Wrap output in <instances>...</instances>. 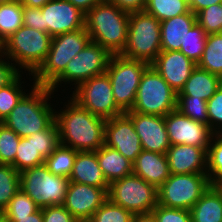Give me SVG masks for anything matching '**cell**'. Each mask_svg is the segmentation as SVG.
I'll list each match as a JSON object with an SVG mask.
<instances>
[{
  "label": "cell",
  "mask_w": 222,
  "mask_h": 222,
  "mask_svg": "<svg viewBox=\"0 0 222 222\" xmlns=\"http://www.w3.org/2000/svg\"><path fill=\"white\" fill-rule=\"evenodd\" d=\"M11 1H14V0H0V4L8 3V2H11Z\"/></svg>",
  "instance_id": "cell-54"
},
{
  "label": "cell",
  "mask_w": 222,
  "mask_h": 222,
  "mask_svg": "<svg viewBox=\"0 0 222 222\" xmlns=\"http://www.w3.org/2000/svg\"><path fill=\"white\" fill-rule=\"evenodd\" d=\"M104 144L116 149L132 163L142 151L140 138L126 113L106 120Z\"/></svg>",
  "instance_id": "cell-17"
},
{
  "label": "cell",
  "mask_w": 222,
  "mask_h": 222,
  "mask_svg": "<svg viewBox=\"0 0 222 222\" xmlns=\"http://www.w3.org/2000/svg\"><path fill=\"white\" fill-rule=\"evenodd\" d=\"M134 129L140 138L142 150L166 154L171 143L166 131L165 116L128 111Z\"/></svg>",
  "instance_id": "cell-18"
},
{
  "label": "cell",
  "mask_w": 222,
  "mask_h": 222,
  "mask_svg": "<svg viewBox=\"0 0 222 222\" xmlns=\"http://www.w3.org/2000/svg\"><path fill=\"white\" fill-rule=\"evenodd\" d=\"M175 109H177V93L155 68L149 65L141 76L131 111L166 116Z\"/></svg>",
  "instance_id": "cell-7"
},
{
  "label": "cell",
  "mask_w": 222,
  "mask_h": 222,
  "mask_svg": "<svg viewBox=\"0 0 222 222\" xmlns=\"http://www.w3.org/2000/svg\"><path fill=\"white\" fill-rule=\"evenodd\" d=\"M132 222H157L152 212L134 214Z\"/></svg>",
  "instance_id": "cell-51"
},
{
  "label": "cell",
  "mask_w": 222,
  "mask_h": 222,
  "mask_svg": "<svg viewBox=\"0 0 222 222\" xmlns=\"http://www.w3.org/2000/svg\"><path fill=\"white\" fill-rule=\"evenodd\" d=\"M31 86V91L21 98L10 114L2 121L20 138L43 131L55 121V104L50 102L56 93L46 86L34 84Z\"/></svg>",
  "instance_id": "cell-2"
},
{
  "label": "cell",
  "mask_w": 222,
  "mask_h": 222,
  "mask_svg": "<svg viewBox=\"0 0 222 222\" xmlns=\"http://www.w3.org/2000/svg\"><path fill=\"white\" fill-rule=\"evenodd\" d=\"M197 67L222 78V33L207 35L205 48Z\"/></svg>",
  "instance_id": "cell-27"
},
{
  "label": "cell",
  "mask_w": 222,
  "mask_h": 222,
  "mask_svg": "<svg viewBox=\"0 0 222 222\" xmlns=\"http://www.w3.org/2000/svg\"><path fill=\"white\" fill-rule=\"evenodd\" d=\"M90 41L85 28L52 37L44 62L28 79L32 77L30 81L34 85L49 87L65 71L68 62Z\"/></svg>",
  "instance_id": "cell-5"
},
{
  "label": "cell",
  "mask_w": 222,
  "mask_h": 222,
  "mask_svg": "<svg viewBox=\"0 0 222 222\" xmlns=\"http://www.w3.org/2000/svg\"><path fill=\"white\" fill-rule=\"evenodd\" d=\"M23 74L24 72H21L10 84L0 88V122L10 114L27 92L25 85H22V83H26V81H22Z\"/></svg>",
  "instance_id": "cell-32"
},
{
  "label": "cell",
  "mask_w": 222,
  "mask_h": 222,
  "mask_svg": "<svg viewBox=\"0 0 222 222\" xmlns=\"http://www.w3.org/2000/svg\"><path fill=\"white\" fill-rule=\"evenodd\" d=\"M134 214L107 199L87 222H132Z\"/></svg>",
  "instance_id": "cell-36"
},
{
  "label": "cell",
  "mask_w": 222,
  "mask_h": 222,
  "mask_svg": "<svg viewBox=\"0 0 222 222\" xmlns=\"http://www.w3.org/2000/svg\"><path fill=\"white\" fill-rule=\"evenodd\" d=\"M129 16V12L105 0L85 14V29L92 42L111 55H120L127 43Z\"/></svg>",
  "instance_id": "cell-3"
},
{
  "label": "cell",
  "mask_w": 222,
  "mask_h": 222,
  "mask_svg": "<svg viewBox=\"0 0 222 222\" xmlns=\"http://www.w3.org/2000/svg\"><path fill=\"white\" fill-rule=\"evenodd\" d=\"M161 51L160 21L145 11L131 12L127 43L120 55L151 65Z\"/></svg>",
  "instance_id": "cell-6"
},
{
  "label": "cell",
  "mask_w": 222,
  "mask_h": 222,
  "mask_svg": "<svg viewBox=\"0 0 222 222\" xmlns=\"http://www.w3.org/2000/svg\"><path fill=\"white\" fill-rule=\"evenodd\" d=\"M23 25V5L19 0L0 4V45Z\"/></svg>",
  "instance_id": "cell-28"
},
{
  "label": "cell",
  "mask_w": 222,
  "mask_h": 222,
  "mask_svg": "<svg viewBox=\"0 0 222 222\" xmlns=\"http://www.w3.org/2000/svg\"><path fill=\"white\" fill-rule=\"evenodd\" d=\"M126 12L144 11L146 0H108Z\"/></svg>",
  "instance_id": "cell-47"
},
{
  "label": "cell",
  "mask_w": 222,
  "mask_h": 222,
  "mask_svg": "<svg viewBox=\"0 0 222 222\" xmlns=\"http://www.w3.org/2000/svg\"><path fill=\"white\" fill-rule=\"evenodd\" d=\"M133 165V174L159 188L170 176L166 154L142 150Z\"/></svg>",
  "instance_id": "cell-21"
},
{
  "label": "cell",
  "mask_w": 222,
  "mask_h": 222,
  "mask_svg": "<svg viewBox=\"0 0 222 222\" xmlns=\"http://www.w3.org/2000/svg\"><path fill=\"white\" fill-rule=\"evenodd\" d=\"M166 156L170 174L207 173V151L202 147L170 145Z\"/></svg>",
  "instance_id": "cell-20"
},
{
  "label": "cell",
  "mask_w": 222,
  "mask_h": 222,
  "mask_svg": "<svg viewBox=\"0 0 222 222\" xmlns=\"http://www.w3.org/2000/svg\"><path fill=\"white\" fill-rule=\"evenodd\" d=\"M177 109L192 120L209 125L207 101L191 96H177Z\"/></svg>",
  "instance_id": "cell-37"
},
{
  "label": "cell",
  "mask_w": 222,
  "mask_h": 222,
  "mask_svg": "<svg viewBox=\"0 0 222 222\" xmlns=\"http://www.w3.org/2000/svg\"><path fill=\"white\" fill-rule=\"evenodd\" d=\"M0 222H9L4 211H0Z\"/></svg>",
  "instance_id": "cell-53"
},
{
  "label": "cell",
  "mask_w": 222,
  "mask_h": 222,
  "mask_svg": "<svg viewBox=\"0 0 222 222\" xmlns=\"http://www.w3.org/2000/svg\"><path fill=\"white\" fill-rule=\"evenodd\" d=\"M148 66L144 61L111 55L106 73L111 81L117 107L123 113L132 110L141 76Z\"/></svg>",
  "instance_id": "cell-8"
},
{
  "label": "cell",
  "mask_w": 222,
  "mask_h": 222,
  "mask_svg": "<svg viewBox=\"0 0 222 222\" xmlns=\"http://www.w3.org/2000/svg\"><path fill=\"white\" fill-rule=\"evenodd\" d=\"M190 214L192 222H222V186L211 184Z\"/></svg>",
  "instance_id": "cell-24"
},
{
  "label": "cell",
  "mask_w": 222,
  "mask_h": 222,
  "mask_svg": "<svg viewBox=\"0 0 222 222\" xmlns=\"http://www.w3.org/2000/svg\"><path fill=\"white\" fill-rule=\"evenodd\" d=\"M9 222H43L42 209L39 208L35 213L25 217H6Z\"/></svg>",
  "instance_id": "cell-49"
},
{
  "label": "cell",
  "mask_w": 222,
  "mask_h": 222,
  "mask_svg": "<svg viewBox=\"0 0 222 222\" xmlns=\"http://www.w3.org/2000/svg\"><path fill=\"white\" fill-rule=\"evenodd\" d=\"M220 136H222V128L217 132Z\"/></svg>",
  "instance_id": "cell-55"
},
{
  "label": "cell",
  "mask_w": 222,
  "mask_h": 222,
  "mask_svg": "<svg viewBox=\"0 0 222 222\" xmlns=\"http://www.w3.org/2000/svg\"><path fill=\"white\" fill-rule=\"evenodd\" d=\"M19 190L20 173L12 165L0 164V211L7 208Z\"/></svg>",
  "instance_id": "cell-33"
},
{
  "label": "cell",
  "mask_w": 222,
  "mask_h": 222,
  "mask_svg": "<svg viewBox=\"0 0 222 222\" xmlns=\"http://www.w3.org/2000/svg\"><path fill=\"white\" fill-rule=\"evenodd\" d=\"M69 183L68 178L52 174L44 164L20 172V189L41 209L63 205Z\"/></svg>",
  "instance_id": "cell-9"
},
{
  "label": "cell",
  "mask_w": 222,
  "mask_h": 222,
  "mask_svg": "<svg viewBox=\"0 0 222 222\" xmlns=\"http://www.w3.org/2000/svg\"><path fill=\"white\" fill-rule=\"evenodd\" d=\"M70 97L82 108L106 120L123 114L117 107L106 72L81 83L72 91Z\"/></svg>",
  "instance_id": "cell-13"
},
{
  "label": "cell",
  "mask_w": 222,
  "mask_h": 222,
  "mask_svg": "<svg viewBox=\"0 0 222 222\" xmlns=\"http://www.w3.org/2000/svg\"><path fill=\"white\" fill-rule=\"evenodd\" d=\"M95 152L102 173L109 184L117 179L133 174L132 162L116 149L104 144Z\"/></svg>",
  "instance_id": "cell-26"
},
{
  "label": "cell",
  "mask_w": 222,
  "mask_h": 222,
  "mask_svg": "<svg viewBox=\"0 0 222 222\" xmlns=\"http://www.w3.org/2000/svg\"><path fill=\"white\" fill-rule=\"evenodd\" d=\"M206 39L207 34L204 29L195 23L184 38L180 51L195 64H198L205 48Z\"/></svg>",
  "instance_id": "cell-34"
},
{
  "label": "cell",
  "mask_w": 222,
  "mask_h": 222,
  "mask_svg": "<svg viewBox=\"0 0 222 222\" xmlns=\"http://www.w3.org/2000/svg\"><path fill=\"white\" fill-rule=\"evenodd\" d=\"M207 175L212 184H222V136L214 133L207 150Z\"/></svg>",
  "instance_id": "cell-35"
},
{
  "label": "cell",
  "mask_w": 222,
  "mask_h": 222,
  "mask_svg": "<svg viewBox=\"0 0 222 222\" xmlns=\"http://www.w3.org/2000/svg\"><path fill=\"white\" fill-rule=\"evenodd\" d=\"M68 103L55 110L60 144L78 152L97 151L105 143L106 119L82 108L70 96Z\"/></svg>",
  "instance_id": "cell-1"
},
{
  "label": "cell",
  "mask_w": 222,
  "mask_h": 222,
  "mask_svg": "<svg viewBox=\"0 0 222 222\" xmlns=\"http://www.w3.org/2000/svg\"><path fill=\"white\" fill-rule=\"evenodd\" d=\"M43 222H79L63 205L42 208Z\"/></svg>",
  "instance_id": "cell-44"
},
{
  "label": "cell",
  "mask_w": 222,
  "mask_h": 222,
  "mask_svg": "<svg viewBox=\"0 0 222 222\" xmlns=\"http://www.w3.org/2000/svg\"><path fill=\"white\" fill-rule=\"evenodd\" d=\"M108 199L133 214L149 213L158 205V188L131 174L109 184Z\"/></svg>",
  "instance_id": "cell-12"
},
{
  "label": "cell",
  "mask_w": 222,
  "mask_h": 222,
  "mask_svg": "<svg viewBox=\"0 0 222 222\" xmlns=\"http://www.w3.org/2000/svg\"><path fill=\"white\" fill-rule=\"evenodd\" d=\"M110 58L111 54L106 49L100 44L90 41L68 62L65 71L49 88L53 92H58L60 87H65L62 85L63 83L64 85L70 84V87L74 85V88L71 87V90L76 89L81 83L93 76L105 73Z\"/></svg>",
  "instance_id": "cell-10"
},
{
  "label": "cell",
  "mask_w": 222,
  "mask_h": 222,
  "mask_svg": "<svg viewBox=\"0 0 222 222\" xmlns=\"http://www.w3.org/2000/svg\"><path fill=\"white\" fill-rule=\"evenodd\" d=\"M211 184L207 173L170 174L158 188V204L190 210Z\"/></svg>",
  "instance_id": "cell-11"
},
{
  "label": "cell",
  "mask_w": 222,
  "mask_h": 222,
  "mask_svg": "<svg viewBox=\"0 0 222 222\" xmlns=\"http://www.w3.org/2000/svg\"><path fill=\"white\" fill-rule=\"evenodd\" d=\"M69 180L109 190V183L102 173L95 151L77 152Z\"/></svg>",
  "instance_id": "cell-22"
},
{
  "label": "cell",
  "mask_w": 222,
  "mask_h": 222,
  "mask_svg": "<svg viewBox=\"0 0 222 222\" xmlns=\"http://www.w3.org/2000/svg\"><path fill=\"white\" fill-rule=\"evenodd\" d=\"M185 0H146L144 11L153 15L160 22L182 15L189 11Z\"/></svg>",
  "instance_id": "cell-31"
},
{
  "label": "cell",
  "mask_w": 222,
  "mask_h": 222,
  "mask_svg": "<svg viewBox=\"0 0 222 222\" xmlns=\"http://www.w3.org/2000/svg\"><path fill=\"white\" fill-rule=\"evenodd\" d=\"M196 23L207 35L222 33V3L211 5L196 13Z\"/></svg>",
  "instance_id": "cell-39"
},
{
  "label": "cell",
  "mask_w": 222,
  "mask_h": 222,
  "mask_svg": "<svg viewBox=\"0 0 222 222\" xmlns=\"http://www.w3.org/2000/svg\"><path fill=\"white\" fill-rule=\"evenodd\" d=\"M20 73L21 71L0 51V88L10 84Z\"/></svg>",
  "instance_id": "cell-45"
},
{
  "label": "cell",
  "mask_w": 222,
  "mask_h": 222,
  "mask_svg": "<svg viewBox=\"0 0 222 222\" xmlns=\"http://www.w3.org/2000/svg\"><path fill=\"white\" fill-rule=\"evenodd\" d=\"M23 6L41 8L50 0H19Z\"/></svg>",
  "instance_id": "cell-52"
},
{
  "label": "cell",
  "mask_w": 222,
  "mask_h": 222,
  "mask_svg": "<svg viewBox=\"0 0 222 222\" xmlns=\"http://www.w3.org/2000/svg\"><path fill=\"white\" fill-rule=\"evenodd\" d=\"M20 137L0 122V164L12 165L15 161Z\"/></svg>",
  "instance_id": "cell-38"
},
{
  "label": "cell",
  "mask_w": 222,
  "mask_h": 222,
  "mask_svg": "<svg viewBox=\"0 0 222 222\" xmlns=\"http://www.w3.org/2000/svg\"><path fill=\"white\" fill-rule=\"evenodd\" d=\"M41 11L43 32L51 37L85 28V13L68 0H50Z\"/></svg>",
  "instance_id": "cell-15"
},
{
  "label": "cell",
  "mask_w": 222,
  "mask_h": 222,
  "mask_svg": "<svg viewBox=\"0 0 222 222\" xmlns=\"http://www.w3.org/2000/svg\"><path fill=\"white\" fill-rule=\"evenodd\" d=\"M165 123L171 145L188 144L208 150L214 134L209 125L192 120L178 109L165 116Z\"/></svg>",
  "instance_id": "cell-14"
},
{
  "label": "cell",
  "mask_w": 222,
  "mask_h": 222,
  "mask_svg": "<svg viewBox=\"0 0 222 222\" xmlns=\"http://www.w3.org/2000/svg\"><path fill=\"white\" fill-rule=\"evenodd\" d=\"M151 65L177 94L197 66L181 51H161Z\"/></svg>",
  "instance_id": "cell-19"
},
{
  "label": "cell",
  "mask_w": 222,
  "mask_h": 222,
  "mask_svg": "<svg viewBox=\"0 0 222 222\" xmlns=\"http://www.w3.org/2000/svg\"><path fill=\"white\" fill-rule=\"evenodd\" d=\"M38 209L39 207L35 202L20 189L10 200L4 213L6 217H28Z\"/></svg>",
  "instance_id": "cell-40"
},
{
  "label": "cell",
  "mask_w": 222,
  "mask_h": 222,
  "mask_svg": "<svg viewBox=\"0 0 222 222\" xmlns=\"http://www.w3.org/2000/svg\"><path fill=\"white\" fill-rule=\"evenodd\" d=\"M209 128L217 133L222 128V85L207 101Z\"/></svg>",
  "instance_id": "cell-42"
},
{
  "label": "cell",
  "mask_w": 222,
  "mask_h": 222,
  "mask_svg": "<svg viewBox=\"0 0 222 222\" xmlns=\"http://www.w3.org/2000/svg\"><path fill=\"white\" fill-rule=\"evenodd\" d=\"M222 85V78L196 66L177 96L208 101Z\"/></svg>",
  "instance_id": "cell-25"
},
{
  "label": "cell",
  "mask_w": 222,
  "mask_h": 222,
  "mask_svg": "<svg viewBox=\"0 0 222 222\" xmlns=\"http://www.w3.org/2000/svg\"><path fill=\"white\" fill-rule=\"evenodd\" d=\"M157 222H192L190 210L157 205L152 210Z\"/></svg>",
  "instance_id": "cell-43"
},
{
  "label": "cell",
  "mask_w": 222,
  "mask_h": 222,
  "mask_svg": "<svg viewBox=\"0 0 222 222\" xmlns=\"http://www.w3.org/2000/svg\"><path fill=\"white\" fill-rule=\"evenodd\" d=\"M68 1H70L75 7H77L83 13L86 14L95 5L102 3L105 0H68Z\"/></svg>",
  "instance_id": "cell-50"
},
{
  "label": "cell",
  "mask_w": 222,
  "mask_h": 222,
  "mask_svg": "<svg viewBox=\"0 0 222 222\" xmlns=\"http://www.w3.org/2000/svg\"><path fill=\"white\" fill-rule=\"evenodd\" d=\"M51 41L52 37L47 32L22 25L0 45V51L21 72L25 70L31 76L44 62Z\"/></svg>",
  "instance_id": "cell-4"
},
{
  "label": "cell",
  "mask_w": 222,
  "mask_h": 222,
  "mask_svg": "<svg viewBox=\"0 0 222 222\" xmlns=\"http://www.w3.org/2000/svg\"><path fill=\"white\" fill-rule=\"evenodd\" d=\"M60 144L55 121L45 130L34 133V145L40 154L47 158Z\"/></svg>",
  "instance_id": "cell-41"
},
{
  "label": "cell",
  "mask_w": 222,
  "mask_h": 222,
  "mask_svg": "<svg viewBox=\"0 0 222 222\" xmlns=\"http://www.w3.org/2000/svg\"><path fill=\"white\" fill-rule=\"evenodd\" d=\"M45 158L36 150L34 134L20 138L12 166L20 173L25 169L44 164Z\"/></svg>",
  "instance_id": "cell-30"
},
{
  "label": "cell",
  "mask_w": 222,
  "mask_h": 222,
  "mask_svg": "<svg viewBox=\"0 0 222 222\" xmlns=\"http://www.w3.org/2000/svg\"><path fill=\"white\" fill-rule=\"evenodd\" d=\"M23 25L43 31V13L41 8L23 6Z\"/></svg>",
  "instance_id": "cell-46"
},
{
  "label": "cell",
  "mask_w": 222,
  "mask_h": 222,
  "mask_svg": "<svg viewBox=\"0 0 222 222\" xmlns=\"http://www.w3.org/2000/svg\"><path fill=\"white\" fill-rule=\"evenodd\" d=\"M108 199L105 188L70 182L63 206L79 221H88Z\"/></svg>",
  "instance_id": "cell-16"
},
{
  "label": "cell",
  "mask_w": 222,
  "mask_h": 222,
  "mask_svg": "<svg viewBox=\"0 0 222 222\" xmlns=\"http://www.w3.org/2000/svg\"><path fill=\"white\" fill-rule=\"evenodd\" d=\"M76 150L59 146L44 160V165L54 175L63 176L69 179L77 155Z\"/></svg>",
  "instance_id": "cell-29"
},
{
  "label": "cell",
  "mask_w": 222,
  "mask_h": 222,
  "mask_svg": "<svg viewBox=\"0 0 222 222\" xmlns=\"http://www.w3.org/2000/svg\"><path fill=\"white\" fill-rule=\"evenodd\" d=\"M222 3V0H191L188 5L189 9L194 13H198L200 10L208 8L211 5Z\"/></svg>",
  "instance_id": "cell-48"
},
{
  "label": "cell",
  "mask_w": 222,
  "mask_h": 222,
  "mask_svg": "<svg viewBox=\"0 0 222 222\" xmlns=\"http://www.w3.org/2000/svg\"><path fill=\"white\" fill-rule=\"evenodd\" d=\"M195 23L196 14L191 10L182 15L161 21V50L180 51L184 38Z\"/></svg>",
  "instance_id": "cell-23"
}]
</instances>
